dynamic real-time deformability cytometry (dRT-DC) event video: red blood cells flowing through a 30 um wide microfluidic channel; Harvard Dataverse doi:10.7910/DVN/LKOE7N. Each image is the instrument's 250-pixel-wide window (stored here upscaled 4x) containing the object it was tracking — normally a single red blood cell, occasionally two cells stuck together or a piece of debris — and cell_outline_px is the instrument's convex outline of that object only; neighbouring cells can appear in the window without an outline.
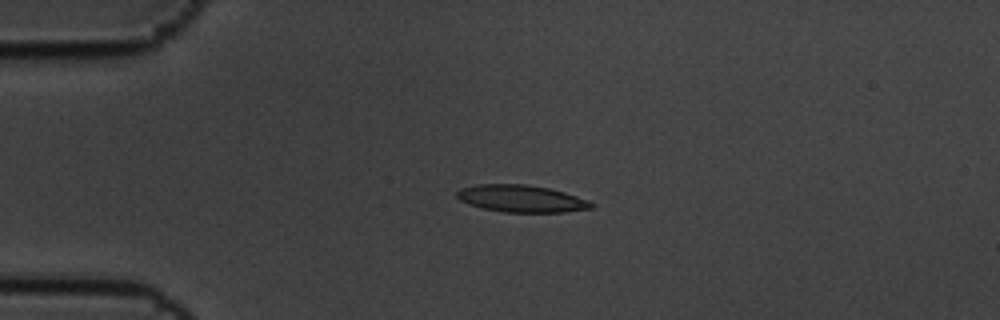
{"species": "common noctule bat (a hibernating species)", "species_latin": "Nyctalus noctula", "temperature_condition": "cold", "stored_images_in_passage": 5, "camera_frame_rate_fps": 3000, "um_per_image_px": 0.085, "animal": {"sex": "male", "body_mass_g": 19.5, "forearm_length_mm": 54.6}, "frame": {"image": 1, "passage_image": 3, "time_ms": 0.667, "image_size_px": [1000, 320], "cell_outline_px": [[596, 204], [592, 208], [564, 212], [504, 212], [484, 208], [468, 204], [460, 200], [456, 196], [456, 192], [460, 188], [476, 184], [524, 184], [548, 188], [564, 192], [588, 200]], "centroid_in_image_um": [44.3, 16.88], "position_along_channel_um": 40.7, "area_um2": 21.21}}
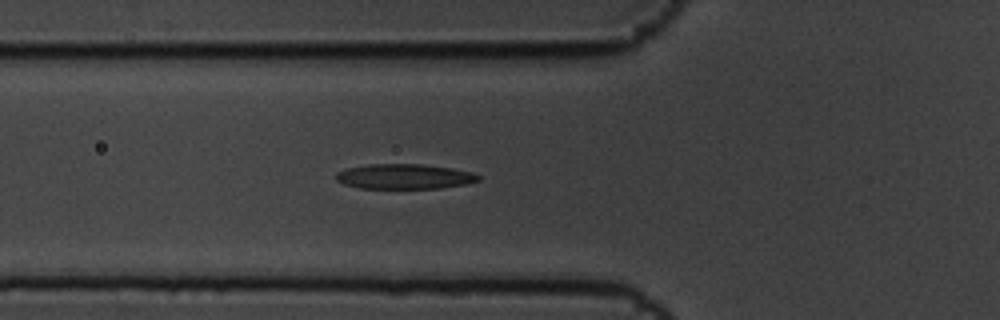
{"frame": {"image": 2, "passage_image": 5, "time_ms": 1.333, "image_size_px": [1000, 320], "cell_outline_px": [[480, 180], [464, 184], [440, 188], [360, 188], [344, 184], [336, 180], [336, 172], [348, 168], [368, 164], [420, 164], [452, 168], [472, 172], [480, 176]], "centroid_in_image_um": [34.36, 15.0], "position_along_channel_um": 91.4, "area_um2": 20.63}}